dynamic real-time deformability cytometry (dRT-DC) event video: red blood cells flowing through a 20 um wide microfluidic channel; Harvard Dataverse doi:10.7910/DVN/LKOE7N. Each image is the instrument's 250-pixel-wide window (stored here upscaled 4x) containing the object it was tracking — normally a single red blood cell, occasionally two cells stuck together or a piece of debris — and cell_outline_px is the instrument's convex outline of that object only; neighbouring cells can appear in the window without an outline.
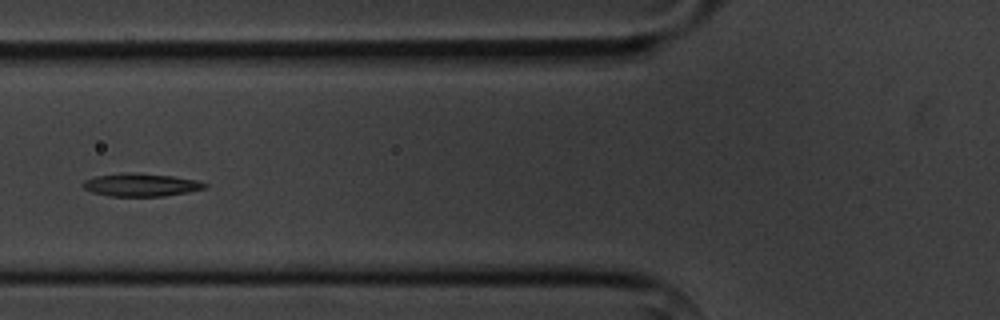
{"species": "common noctule bat (a hibernating species)", "species_latin": "Nyctalus noctula", "temperature_condition": "cold", "stored_images_in_passage": 10, "camera_frame_rate_fps": 3000, "um_per_image_px": 0.085, "animal": {"sex": "male", "body_mass_g": 20.1, "forearm_length_mm": 53.5}, "frame": {"image": 1, "passage_image": 7, "time_ms": 7.0, "image_size_px": [1000, 320], "cell_outline_px": [[208, 188], [188, 192], [164, 196], [108, 196], [92, 192], [84, 188], [80, 184], [84, 180], [96, 176], [120, 172], [136, 172], [172, 176], [196, 180], [208, 184]], "centroid_in_image_um": [11.96, 15.7], "position_along_channel_um": 113.8, "area_um2": 16.53}}
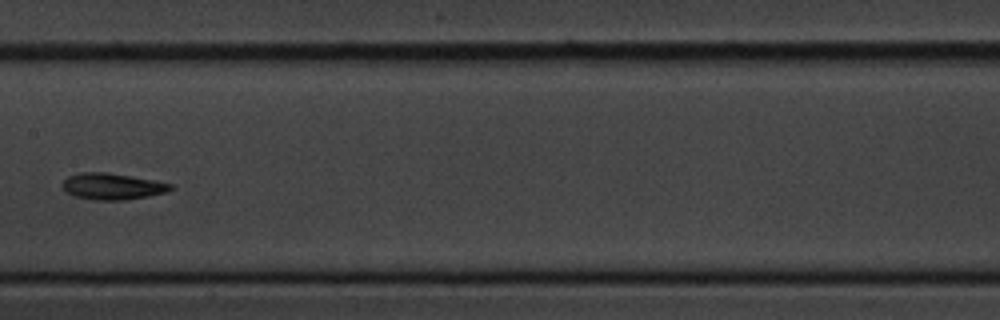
{"frame": {"image": 2, "passage_image": 9, "time_ms": 9.333, "image_size_px": [1000, 320], "cell_outline_px": [[172, 188], [168, 192], [148, 196], [124, 200], [92, 200], [76, 196], [68, 192], [60, 184], [68, 176], [80, 172], [104, 172], [152, 180], [172, 184]], "centroid_in_image_um": [9.52, 15.85], "position_along_channel_um": 197.9, "area_um2": 16.42}}
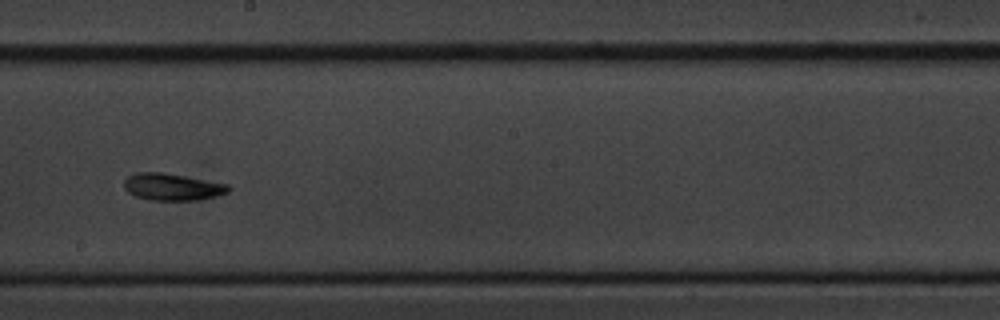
{"frame": {"image": 3, "passage_image": 10, "time_ms": 10.333, "image_size_px": [1000, 320], "cell_outline_px": [[232, 188], [228, 192], [216, 196], [200, 200], [148, 200], [136, 196], [128, 192], [124, 188], [124, 180], [128, 176], [136, 172], [160, 172], [184, 176], [228, 184]], "centroid_in_image_um": [14.64, 15.89], "position_along_channel_um": 233.6, "area_um2": 16.42}}